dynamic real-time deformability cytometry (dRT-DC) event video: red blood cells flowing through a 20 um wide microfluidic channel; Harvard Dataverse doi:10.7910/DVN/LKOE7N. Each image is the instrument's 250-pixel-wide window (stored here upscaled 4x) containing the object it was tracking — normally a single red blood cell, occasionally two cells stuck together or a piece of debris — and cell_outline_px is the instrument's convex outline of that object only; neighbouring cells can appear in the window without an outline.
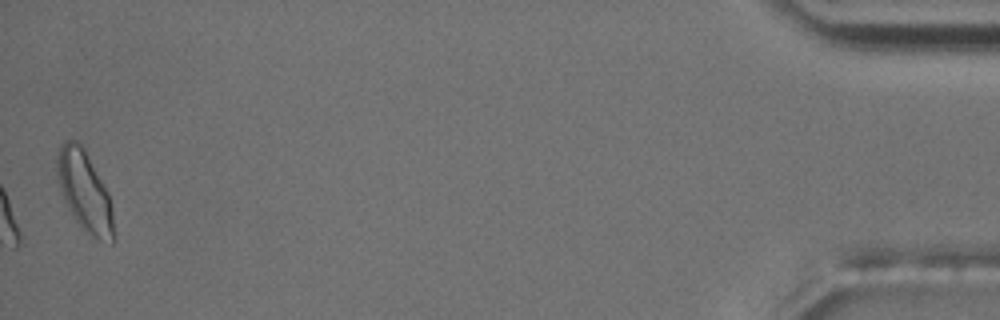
{"species": "common noctule bat (a hibernating species)", "species_latin": "Nyctalus noctula", "temperature_condition": "room temperature", "stored_images_in_passage": 40, "camera_frame_rate_fps": 3000, "um_per_image_px": 0.085, "animal": {"sex": "male", "body_mass_g": 17.5, "forearm_length_mm": 52.3}, "frame": {"image": 1, "passage_image": 40, "time_ms": 13.0, "image_size_px": [1000, 320], "cell_outline_px": [[116, 240], [112, 244], [100, 240], [92, 236], [80, 228], [68, 208], [64, 200], [56, 168], [56, 160], [60, 144], [64, 140], [76, 140], [84, 148], [108, 192], [112, 208]], "centroid_in_image_um": [7.22, 16.31], "position_along_channel_um": 428.0, "area_um2": 26.59}, "authors_computed_cell_mechanics": {"area_um2": 19.7098, "velocity_mm_per_s": 3.6693, "shape_relaxation_time_tau1_ms": 2.9588, "shape_relaxation_time_tau2_ms": 1.6221, "deformation_change_tau1": 0.1203, "deformation_change_tau2": 0.0679}}